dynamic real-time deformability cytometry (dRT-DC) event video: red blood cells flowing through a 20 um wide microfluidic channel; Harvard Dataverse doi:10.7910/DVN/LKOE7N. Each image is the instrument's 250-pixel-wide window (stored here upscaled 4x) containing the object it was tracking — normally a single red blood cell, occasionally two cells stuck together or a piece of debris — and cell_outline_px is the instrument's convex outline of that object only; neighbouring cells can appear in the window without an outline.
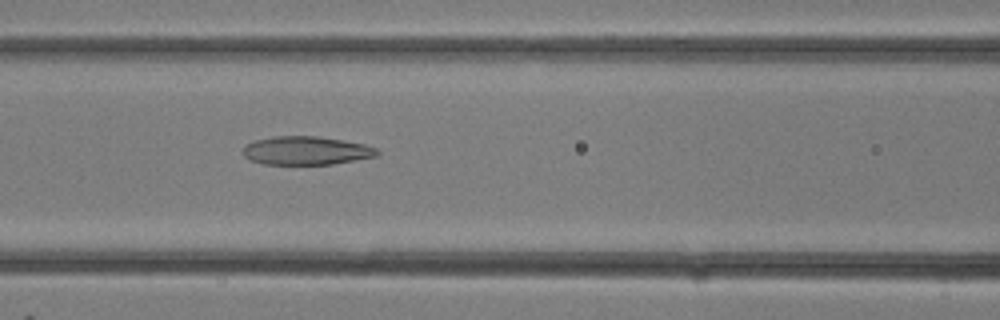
{"species": "common noctule bat (a hibernating species)", "species_latin": "Nyctalus noctula", "temperature_condition": "room temperature", "stored_images_in_passage": 10, "camera_frame_rate_fps": 3000, "um_per_image_px": 0.085, "animal": {"sex": "female"}, "frame": {"image": 1, "passage_image": 10, "time_ms": 3.0, "image_size_px": [1000, 320], "cell_outline_px": [[380, 152], [376, 156], [332, 164], [264, 164], [252, 160], [244, 156], [244, 148], [248, 144], [256, 140], [272, 136], [320, 136], [344, 140], [364, 144], [376, 148]], "centroid_in_image_um": [26.05, 12.79], "position_along_channel_um": 140.5, "area_um2": 22.08}}